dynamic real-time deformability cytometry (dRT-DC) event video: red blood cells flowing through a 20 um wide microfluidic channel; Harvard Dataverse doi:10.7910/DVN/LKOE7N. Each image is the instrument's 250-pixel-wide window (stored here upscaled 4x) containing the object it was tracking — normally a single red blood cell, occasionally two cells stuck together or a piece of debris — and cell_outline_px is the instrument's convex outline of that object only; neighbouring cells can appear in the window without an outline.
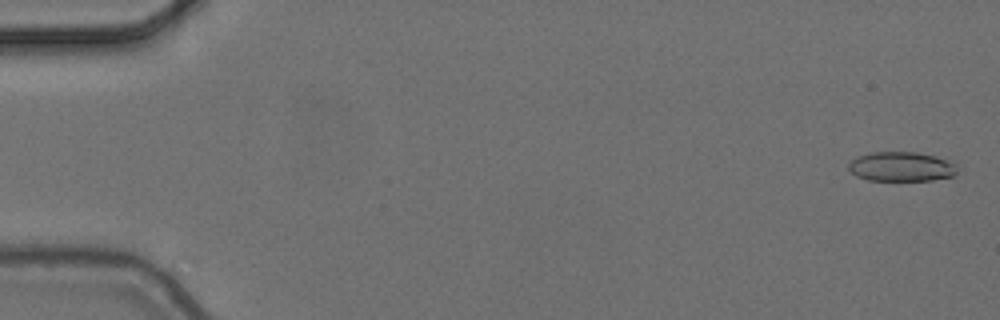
{"species": "common noctule bat (a hibernating species)", "species_latin": "Nyctalus noctula", "temperature_condition": "cold", "stored_images_in_passage": 4, "camera_frame_rate_fps": 3000, "um_per_image_px": 0.085, "animal": {"sex": "female", "body_mass_g": 24.6, "forearm_length_mm": 56.2}, "frame": {"image": 1, "passage_image": 1, "time_ms": 0.0, "image_size_px": [1000, 320], "cell_outline_px": [[956, 172], [952, 176], [932, 180], [868, 180], [856, 176], [848, 168], [848, 164], [856, 156], [872, 152], [916, 152], [936, 156], [956, 164]], "centroid_in_image_um": [76.58, 14.16], "position_along_channel_um": 8.4, "area_um2": 18.61}}
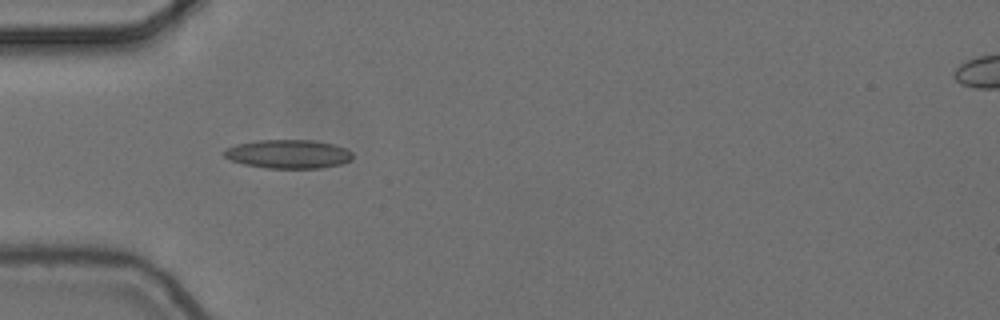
{"frame": {"image": 2, "passage_image": 3, "time_ms": 0.667, "image_size_px": [1000, 320], "cell_outline_px": [[352, 160], [340, 164], [320, 168], [264, 168], [244, 164], [232, 160], [224, 156], [224, 148], [236, 144], [260, 140], [312, 140], [332, 144], [344, 148], [352, 152]], "centroid_in_image_um": [24.49, 13.09], "position_along_channel_um": 60.5, "area_um2": 21.44}}
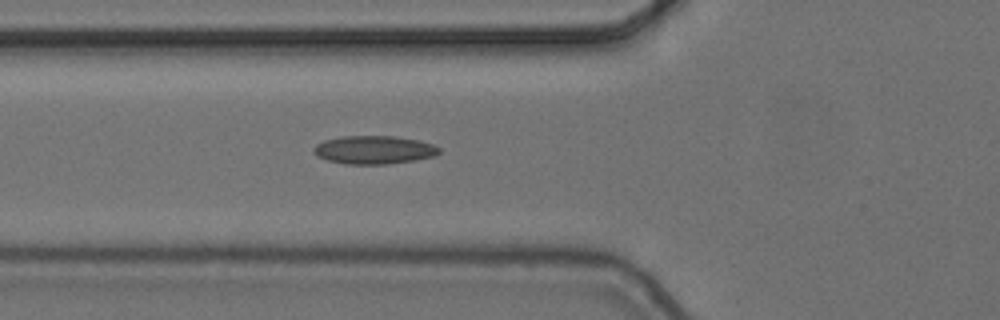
{"frame": {"image": 3, "passage_image": 4, "time_ms": 1.0, "image_size_px": [1000, 320], "cell_outline_px": [[440, 152], [436, 156], [416, 160], [388, 164], [344, 164], [328, 160], [316, 156], [312, 152], [312, 148], [316, 144], [324, 140], [340, 136], [392, 136], [420, 140], [432, 144], [440, 148]], "centroid_in_image_um": [31.78, 12.74], "position_along_channel_um": 94.0, "area_um2": 20.92}}